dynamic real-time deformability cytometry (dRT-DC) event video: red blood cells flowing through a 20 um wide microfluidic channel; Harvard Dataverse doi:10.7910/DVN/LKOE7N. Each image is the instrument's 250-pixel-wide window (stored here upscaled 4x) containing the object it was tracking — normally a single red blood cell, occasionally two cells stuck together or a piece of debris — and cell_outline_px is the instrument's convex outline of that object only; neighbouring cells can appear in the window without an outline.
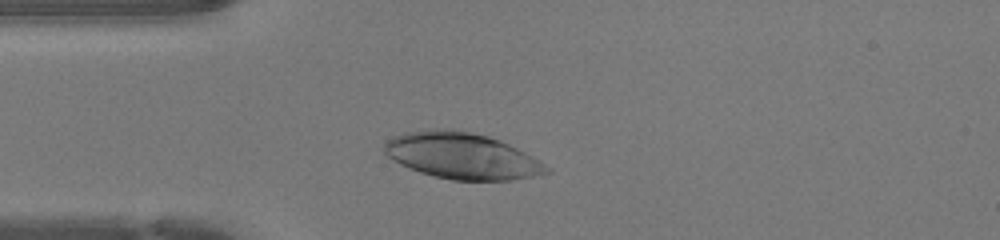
{"species": "human", "species_latin": "Homo sapiens", "temperature_condition": "warm", "stored_images_in_passage": 32, "camera_frame_rate_fps": 3000, "um_per_image_px": 0.085, "donor": {"sex": "female"}, "frame": {"image": 1, "passage_image": 6, "time_ms": 1.667, "image_size_px": [1000, 240], "cell_outline_px": [[552, 172], [512, 180], [452, 180], [420, 172], [400, 164], [388, 156], [384, 152], [384, 144], [392, 136], [404, 132], [452, 128], [472, 132], [488, 136], [500, 140], [532, 156], [552, 168]], "centroid_in_image_um": [39.28, 13.24], "position_along_channel_um": 45.7, "area_um2": 43.52}}
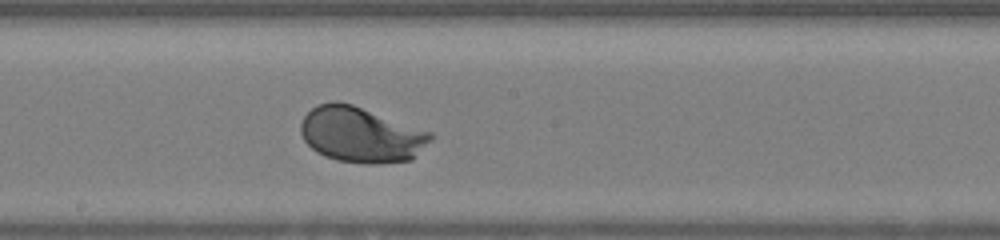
{"frame": {"image": 2, "passage_image": 19, "time_ms": 6.0, "image_size_px": [1000, 240], "cell_outline_px": [[432, 140], [412, 160], [380, 164], [364, 164], [336, 160], [324, 156], [316, 152], [304, 140], [300, 132], [300, 124], [304, 116], [316, 104], [332, 100], [336, 100], [352, 104], [432, 132]], "centroid_in_image_um": [30.67, 11.45], "position_along_channel_um": 217.5, "area_um2": 42.37}}
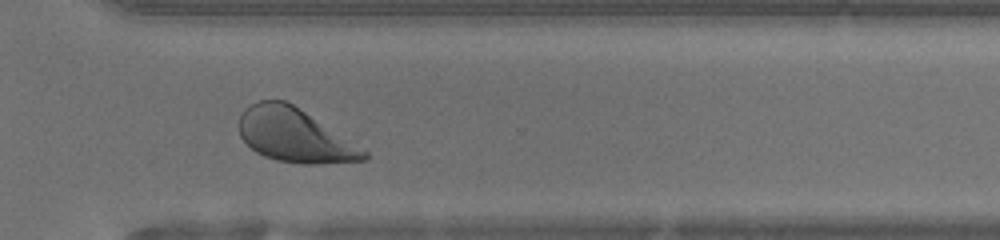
{"frame": {"image": 3, "passage_image": 28, "time_ms": 9.0, "image_size_px": [1000, 240], "cell_outline_px": [[368, 160], [316, 164], [300, 164], [276, 160], [264, 156], [256, 152], [240, 136], [240, 116], [244, 108], [260, 100], [284, 100], [292, 104], [368, 152]], "centroid_in_image_um": [25.02, 11.52], "position_along_channel_um": 345.6, "area_um2": 38.38}, "authors_computed_cell_mechanics": {"area_um2": 41.038, "velocity_mm_per_s": 4.2515, "shape_relaxation_time_tau1_ms": 2.1427, "shape_relaxation_time_tau2_ms": null, "deformation_change_tau1": 0.1688, "deformation_change_tau2": null}}